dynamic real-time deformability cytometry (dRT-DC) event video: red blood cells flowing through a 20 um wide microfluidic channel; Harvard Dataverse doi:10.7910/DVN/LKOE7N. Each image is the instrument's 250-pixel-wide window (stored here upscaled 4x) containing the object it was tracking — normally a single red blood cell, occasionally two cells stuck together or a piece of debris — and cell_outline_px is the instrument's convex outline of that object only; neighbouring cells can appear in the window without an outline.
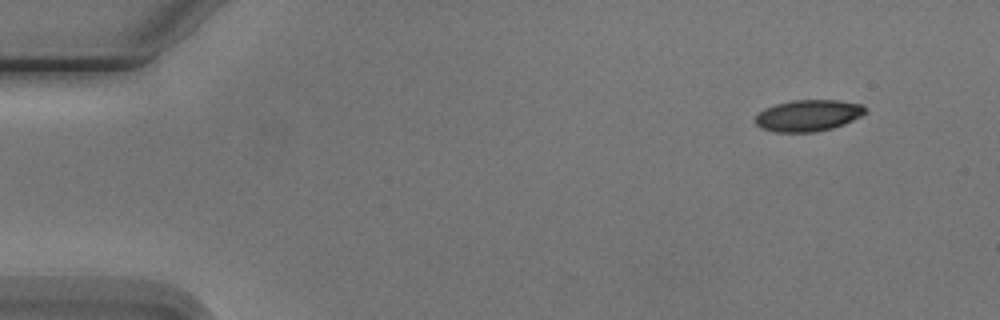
{"species": "Egyptian fruit bat (a non-hibernating species)", "species_latin": "Rousettus aegyptiacus", "temperature_condition": "cold", "stored_images_in_passage": 4, "camera_frame_rate_fps": 3000, "um_per_image_px": 0.085, "animal": {"sex": "male"}, "frame": {"image": 1, "passage_image": 1, "time_ms": 0.0, "image_size_px": [1000, 320], "cell_outline_px": [[868, 112], [844, 124], [832, 128], [812, 132], [776, 132], [760, 128], [756, 124], [756, 116], [764, 108], [788, 100], [840, 100], [860, 104]], "centroid_in_image_um": [68.68, 9.81], "position_along_channel_um": 16.3, "area_um2": 20.11}}
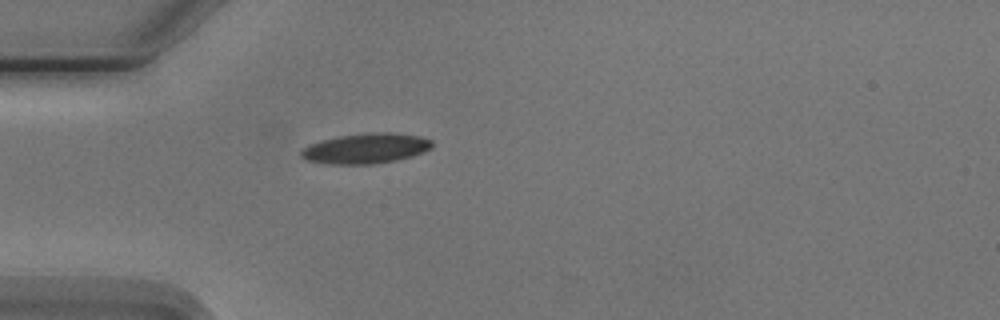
{"frame": {"image": 2, "passage_image": 4, "time_ms": 3.667, "image_size_px": [1000, 320], "cell_outline_px": [[432, 148], [424, 152], [412, 156], [396, 160], [372, 164], [328, 164], [308, 160], [300, 156], [300, 152], [308, 144], [340, 136], [368, 132], [392, 132], [420, 136], [432, 140]], "centroid_in_image_um": [31.12, 12.61], "position_along_channel_um": 53.9, "area_um2": 23.06}}